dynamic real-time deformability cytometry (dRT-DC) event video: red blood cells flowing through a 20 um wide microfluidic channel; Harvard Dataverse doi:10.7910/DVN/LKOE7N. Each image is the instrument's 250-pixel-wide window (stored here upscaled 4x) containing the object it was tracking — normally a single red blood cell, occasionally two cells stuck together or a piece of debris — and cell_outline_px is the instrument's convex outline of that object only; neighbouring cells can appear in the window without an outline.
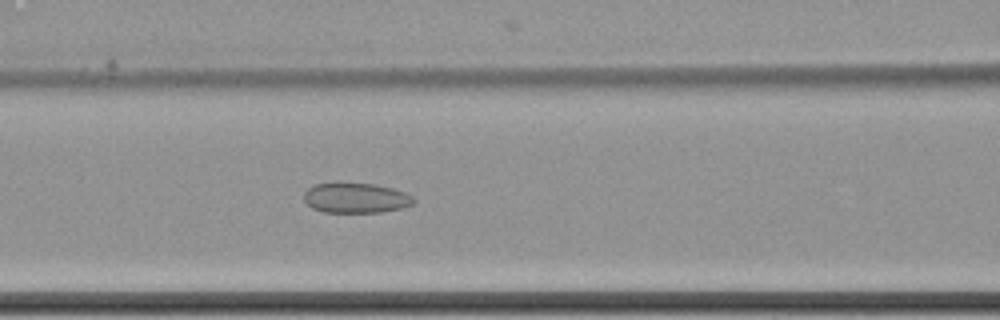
{"species": "common noctule bat (a hibernating species)", "species_latin": "Nyctalus noctula", "temperature_condition": "cold", "stored_images_in_passage": 7, "camera_frame_rate_fps": 3000, "um_per_image_px": 0.085, "animal": {"sex": "female", "body_mass_g": 22.7, "forearm_length_mm": 54.2}, "frame": {"image": 1, "passage_image": 7, "time_ms": 2.0, "image_size_px": [1000, 320], "cell_outline_px": [[416, 200], [412, 204], [404, 208], [384, 212], [324, 212], [312, 208], [304, 200], [304, 192], [308, 188], [316, 184], [336, 180], [376, 184], [392, 188], [404, 192], [412, 196]], "centroid_in_image_um": [30.23, 16.79], "position_along_channel_um": 136.4, "area_um2": 19.94}}